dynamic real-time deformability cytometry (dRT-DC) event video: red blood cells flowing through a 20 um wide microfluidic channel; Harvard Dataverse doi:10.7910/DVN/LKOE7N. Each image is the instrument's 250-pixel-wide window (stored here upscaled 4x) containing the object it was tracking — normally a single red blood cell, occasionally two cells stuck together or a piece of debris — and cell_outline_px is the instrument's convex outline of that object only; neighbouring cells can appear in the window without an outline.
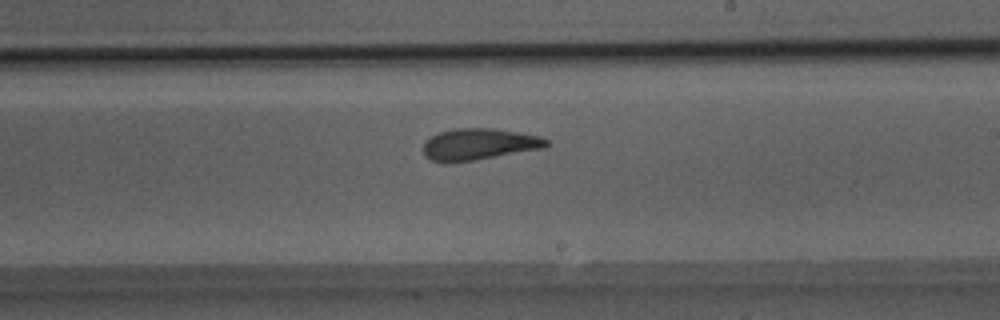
{"species": "Egyptian fruit bat (a non-hibernating species)", "species_latin": "Rousettus aegyptiacus", "temperature_condition": "room temperature", "stored_images_in_passage": 46, "camera_frame_rate_fps": 3000, "um_per_image_px": 0.085, "animal": {"sex": "male"}, "frame": {"image": 1, "passage_image": 26, "time_ms": 8.333, "image_size_px": [1000, 320], "cell_outline_px": [[548, 144], [544, 148], [476, 160], [444, 164], [432, 160], [424, 156], [424, 144], [432, 136], [440, 132], [456, 128], [492, 128], [540, 136], [548, 140]], "centroid_in_image_um": [40.7, 12.28], "position_along_channel_um": 248.3, "area_um2": 22.6}}
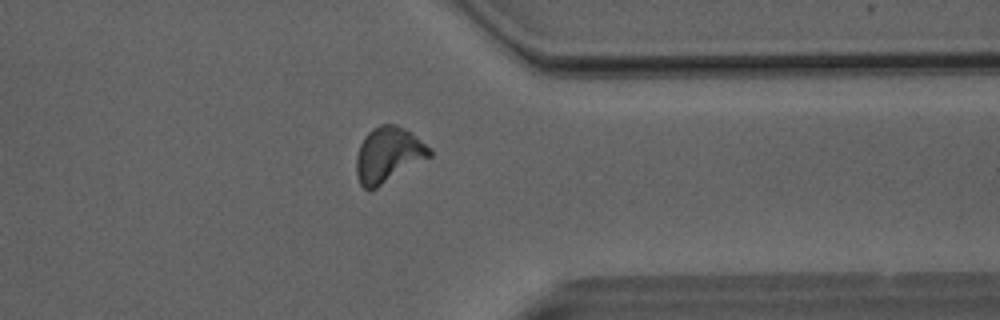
{"frame": {"image": 2, "passage_image": 36, "time_ms": 11.667, "image_size_px": [1000, 320], "cell_outline_px": [[432, 156], [376, 188], [368, 192], [360, 184], [356, 176], [356, 156], [360, 144], [364, 136], [372, 128], [380, 124], [396, 124], [404, 128], [432, 148]], "centroid_in_image_um": [32.99, 13.16], "position_along_channel_um": 378.4, "area_um2": 23.81}}
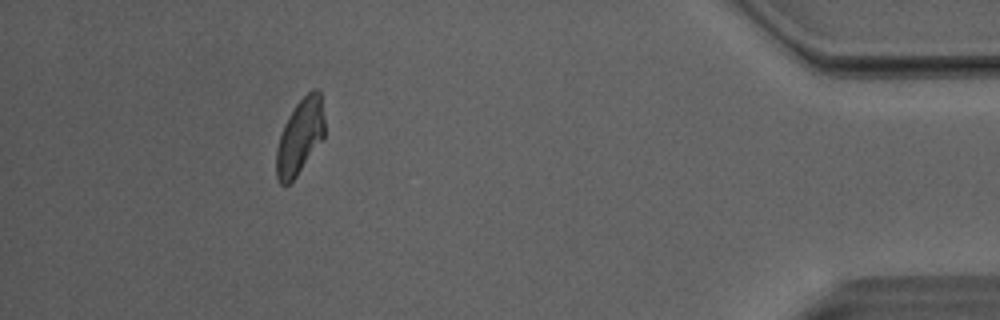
{"frame": {"image": 3, "passage_image": 42, "time_ms": 13.667, "image_size_px": [1000, 320], "cell_outline_px": [[324, 136], [296, 176], [288, 184], [280, 184], [276, 176], [276, 148], [284, 124], [288, 116], [296, 104], [312, 88], [316, 88], [320, 92], [324, 116]], "centroid_in_image_um": [25.48, 11.59], "position_along_channel_um": 409.7, "area_um2": 20.87}}